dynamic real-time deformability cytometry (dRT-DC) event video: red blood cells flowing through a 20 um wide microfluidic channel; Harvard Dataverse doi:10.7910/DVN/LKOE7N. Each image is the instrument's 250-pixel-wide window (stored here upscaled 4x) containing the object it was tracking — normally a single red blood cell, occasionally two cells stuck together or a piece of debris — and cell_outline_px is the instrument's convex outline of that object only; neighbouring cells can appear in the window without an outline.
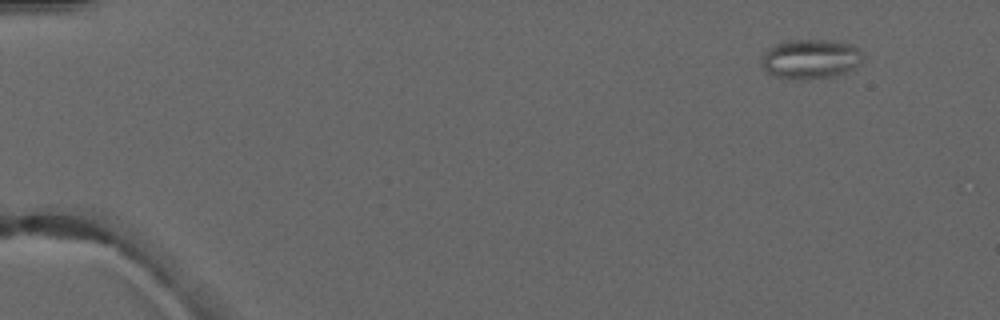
{"species": "common noctule bat (a hibernating species)", "species_latin": "Nyctalus noctula", "temperature_condition": "warm", "stored_images_in_passage": 3, "camera_frame_rate_fps": 3000, "um_per_image_px": 0.085, "animal": {"sex": "male", "forearm_length_mm": 52.5}, "frame": {"image": 1, "passage_image": 1, "time_ms": 0.0, "image_size_px": [1000, 320], "cell_outline_px": [[864, 56], [852, 68], [844, 72], [832, 76], [776, 76], [768, 72], [760, 64], [764, 52], [768, 48], [776, 44], [788, 40], [832, 40], [852, 44]], "centroid_in_image_um": [68.87, 4.94], "position_along_channel_um": 16.1, "area_um2": 22.25}}
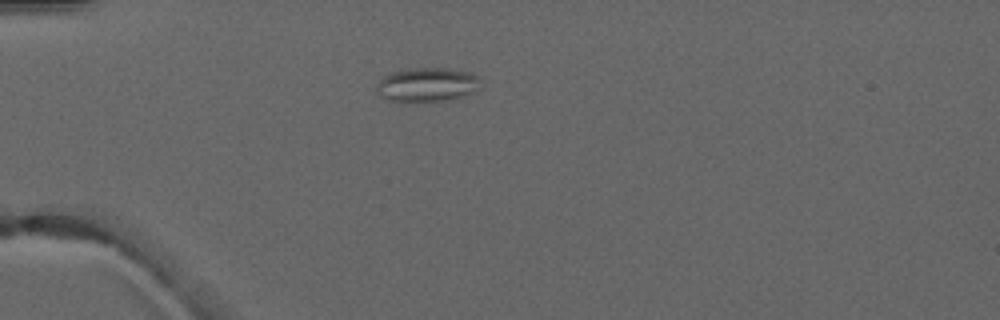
{"frame": {"image": 2, "passage_image": 3, "time_ms": 3.333, "image_size_px": [1000, 320], "cell_outline_px": [[476, 80], [472, 92], [464, 96], [444, 100], [388, 100], [380, 96], [376, 92], [376, 84], [388, 72], [408, 68], [444, 68], [472, 72], [476, 76]], "centroid_in_image_um": [36.19, 7.16], "position_along_channel_um": 48.8, "area_um2": 20.06}}